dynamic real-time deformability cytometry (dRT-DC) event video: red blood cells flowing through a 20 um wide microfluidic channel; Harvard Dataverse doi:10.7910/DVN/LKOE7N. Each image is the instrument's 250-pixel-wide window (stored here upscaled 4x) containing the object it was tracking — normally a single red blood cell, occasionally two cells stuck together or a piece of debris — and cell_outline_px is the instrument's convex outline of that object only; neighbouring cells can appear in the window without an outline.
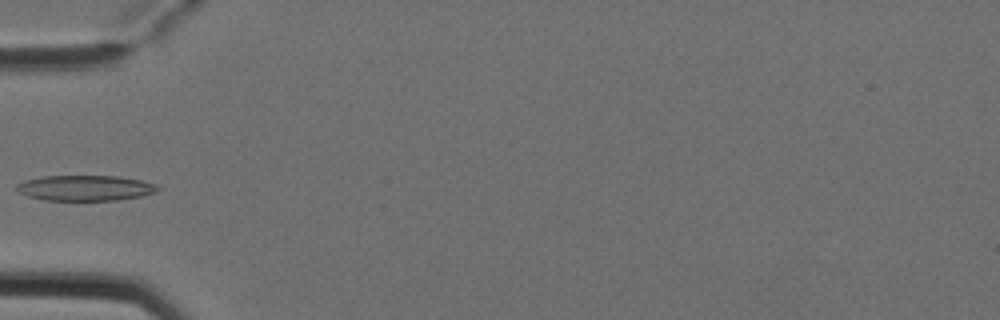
{"species": "Egyptian fruit bat (a non-hibernating species)", "species_latin": "Rousettus aegyptiacus", "temperature_condition": "cold", "stored_images_in_passage": 4, "camera_frame_rate_fps": 3000, "um_per_image_px": 0.085, "animal": {"sex": "female"}, "frame": {"image": 1, "passage_image": 4, "time_ms": 1.0, "image_size_px": [1000, 320], "cell_outline_px": [[160, 188], [156, 192], [140, 196], [120, 200], [44, 200], [28, 196], [20, 192], [16, 188], [16, 184], [24, 180], [40, 176], [120, 176], [140, 180], [156, 184]], "centroid_in_image_um": [7.24, 15.97], "position_along_channel_um": 77.8, "area_um2": 20.98}}